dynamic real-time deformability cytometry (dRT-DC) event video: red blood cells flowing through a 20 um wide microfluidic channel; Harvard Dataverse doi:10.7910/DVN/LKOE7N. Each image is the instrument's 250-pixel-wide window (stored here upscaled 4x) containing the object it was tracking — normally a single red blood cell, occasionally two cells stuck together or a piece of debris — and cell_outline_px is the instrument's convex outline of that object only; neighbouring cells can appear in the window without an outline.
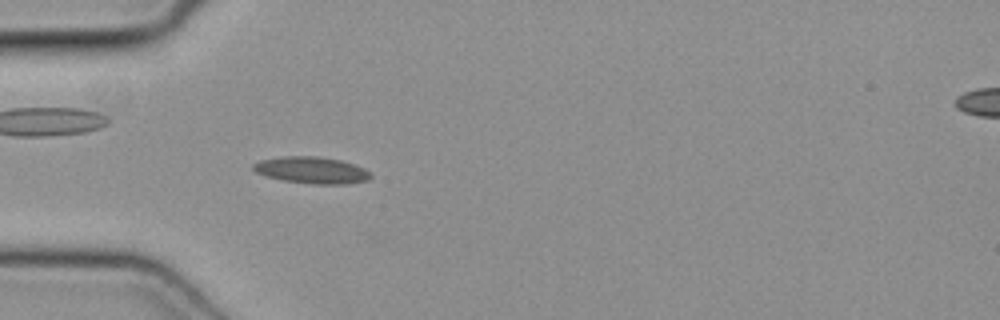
{"species": "common noctule bat (a hibernating species)", "species_latin": "Nyctalus noctula", "temperature_condition": "cold", "stored_images_in_passage": 16, "camera_frame_rate_fps": 3000, "um_per_image_px": 0.085, "animal": {"sex": "female", "body_mass_g": 19.3, "forearm_length_mm": 54.1}, "frame": {"image": 1, "passage_image": 13, "time_ms": 4.0, "image_size_px": [1000, 320], "cell_outline_px": [[372, 176], [368, 180], [348, 184], [312, 184], [284, 180], [268, 176], [256, 172], [252, 168], [252, 164], [260, 160], [284, 156], [316, 156], [340, 160], [364, 168], [372, 172]], "centroid_in_image_um": [26.52, 14.46], "position_along_channel_um": 58.5, "area_um2": 18.21}}